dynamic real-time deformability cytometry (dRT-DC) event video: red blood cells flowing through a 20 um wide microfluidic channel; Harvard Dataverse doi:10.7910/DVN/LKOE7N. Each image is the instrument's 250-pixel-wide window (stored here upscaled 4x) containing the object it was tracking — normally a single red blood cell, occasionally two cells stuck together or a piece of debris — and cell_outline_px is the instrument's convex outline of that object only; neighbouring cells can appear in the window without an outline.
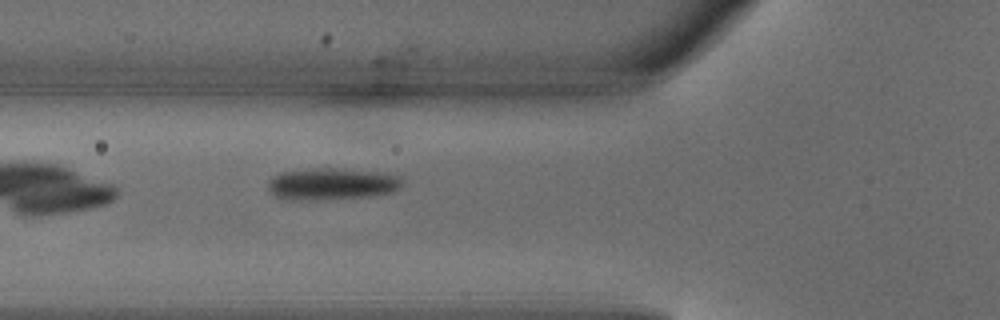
{"species": "common noctule bat (a hibernating species)", "species_latin": "Nyctalus noctula", "temperature_condition": "warm", "stored_images_in_passage": 4, "camera_frame_rate_fps": 3000, "um_per_image_px": 0.085, "animal": {"sex": "male", "body_mass_g": 18.8}, "frame": {"image": 1, "passage_image": 4, "time_ms": 1.0, "image_size_px": [1000, 320], "cell_outline_px": [[404, 184], [400, 188], [392, 192], [372, 196], [320, 200], [284, 200], [276, 196], [268, 188], [268, 180], [272, 176], [280, 172], [316, 168], [332, 168], [376, 172], [400, 176]], "centroid_in_image_um": [28.18, 15.65], "position_along_channel_um": 97.6, "area_um2": 25.09}}